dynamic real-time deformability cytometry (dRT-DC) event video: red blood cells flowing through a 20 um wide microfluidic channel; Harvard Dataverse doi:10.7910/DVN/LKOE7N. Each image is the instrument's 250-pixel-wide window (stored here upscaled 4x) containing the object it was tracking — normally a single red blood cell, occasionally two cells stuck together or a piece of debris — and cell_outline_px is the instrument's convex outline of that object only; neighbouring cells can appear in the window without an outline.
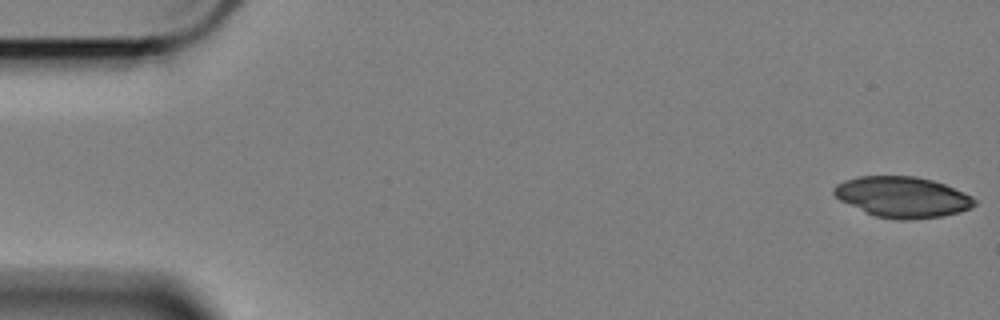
{"species": "Egyptian fruit bat (a non-hibernating species)", "species_latin": "Rousettus aegyptiacus", "temperature_condition": "cold", "stored_images_in_passage": 58, "camera_frame_rate_fps": 3000, "um_per_image_px": 0.085, "animal": {"sex": "female"}, "frame": {"image": 1, "passage_image": 1, "time_ms": 0.0, "image_size_px": [1000, 320], "cell_outline_px": [[976, 204], [972, 208], [960, 212], [944, 216], [908, 220], [900, 220], [876, 216], [864, 212], [840, 200], [832, 192], [832, 188], [836, 184], [844, 180], [856, 176], [916, 176], [932, 180], [944, 184], [964, 192], [972, 196], [976, 200]], "centroid_in_image_um": [76.71, 16.75], "position_along_channel_um": 8.3, "area_um2": 33.64}}